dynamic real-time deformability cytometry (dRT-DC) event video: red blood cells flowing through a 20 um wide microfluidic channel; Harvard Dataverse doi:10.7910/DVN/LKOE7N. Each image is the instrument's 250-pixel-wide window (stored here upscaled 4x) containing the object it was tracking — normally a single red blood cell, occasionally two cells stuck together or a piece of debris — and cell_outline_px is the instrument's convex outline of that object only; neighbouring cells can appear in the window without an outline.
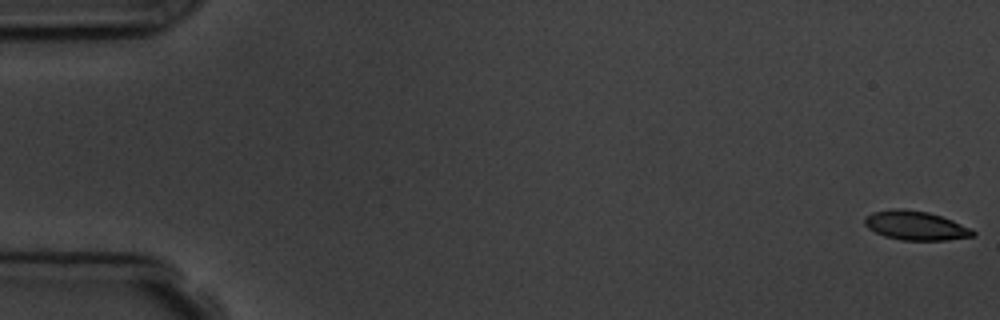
{"species": "common noctule bat (a hibernating species)", "species_latin": "Nyctalus noctula", "temperature_condition": "room temperature", "stored_images_in_passage": 6, "camera_frame_rate_fps": 3000, "um_per_image_px": 0.085, "animal": {"sex": "male", "body_mass_g": 19.5, "forearm_length_mm": 54.6}, "frame": {"image": 1, "passage_image": 1, "time_ms": 0.0, "image_size_px": [1000, 320], "cell_outline_px": [[976, 236], [944, 240], [900, 240], [884, 236], [868, 228], [864, 224], [864, 216], [872, 212], [892, 208], [904, 208], [928, 212], [952, 220], [972, 228], [976, 232]], "centroid_in_image_um": [77.82, 19.16], "position_along_channel_um": 7.2, "area_um2": 18.55}}
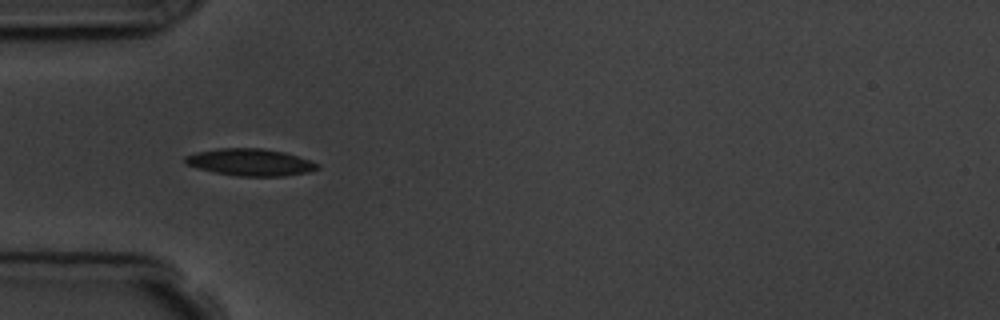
{"frame": {"image": 2, "passage_image": 5, "time_ms": 5.667, "image_size_px": [1000, 320], "cell_outline_px": [[320, 168], [308, 172], [284, 176], [236, 176], [216, 172], [184, 164], [184, 156], [196, 152], [216, 148], [260, 148], [284, 152], [312, 160], [320, 164]], "centroid_in_image_um": [21.29, 13.78], "position_along_channel_um": 63.7, "area_um2": 20.92}}